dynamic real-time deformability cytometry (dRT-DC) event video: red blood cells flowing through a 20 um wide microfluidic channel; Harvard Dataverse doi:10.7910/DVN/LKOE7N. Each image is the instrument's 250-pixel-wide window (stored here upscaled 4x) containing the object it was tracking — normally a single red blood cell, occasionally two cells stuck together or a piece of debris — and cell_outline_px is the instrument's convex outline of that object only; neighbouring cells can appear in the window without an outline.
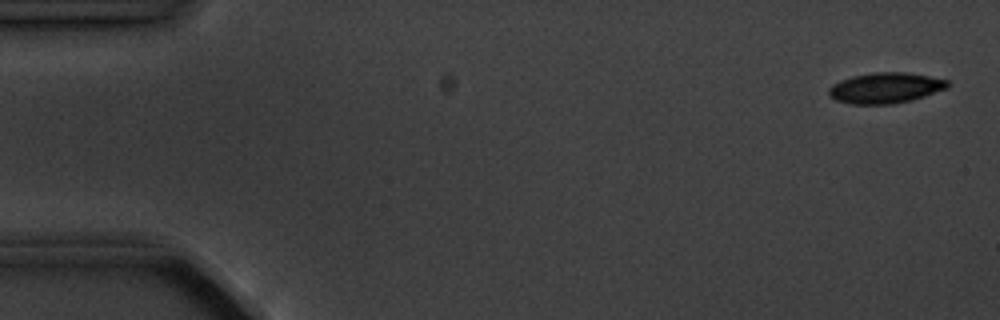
{"species": "common noctule bat (a hibernating species)", "species_latin": "Nyctalus noctula", "temperature_condition": "cold", "stored_images_in_passage": 4, "camera_frame_rate_fps": 3000, "um_per_image_px": 0.085, "animal": {"sex": "male", "body_mass_g": 20.1, "forearm_length_mm": 53.5}, "frame": {"image": 1, "passage_image": 1, "time_ms": 0.0, "image_size_px": [1000, 320], "cell_outline_px": [[948, 88], [912, 100], [892, 104], [852, 104], [836, 100], [828, 92], [828, 88], [832, 84], [840, 80], [852, 76], [872, 72], [904, 72], [928, 76], [948, 80]], "centroid_in_image_um": [75.25, 7.47], "position_along_channel_um": 9.8, "area_um2": 21.15}}